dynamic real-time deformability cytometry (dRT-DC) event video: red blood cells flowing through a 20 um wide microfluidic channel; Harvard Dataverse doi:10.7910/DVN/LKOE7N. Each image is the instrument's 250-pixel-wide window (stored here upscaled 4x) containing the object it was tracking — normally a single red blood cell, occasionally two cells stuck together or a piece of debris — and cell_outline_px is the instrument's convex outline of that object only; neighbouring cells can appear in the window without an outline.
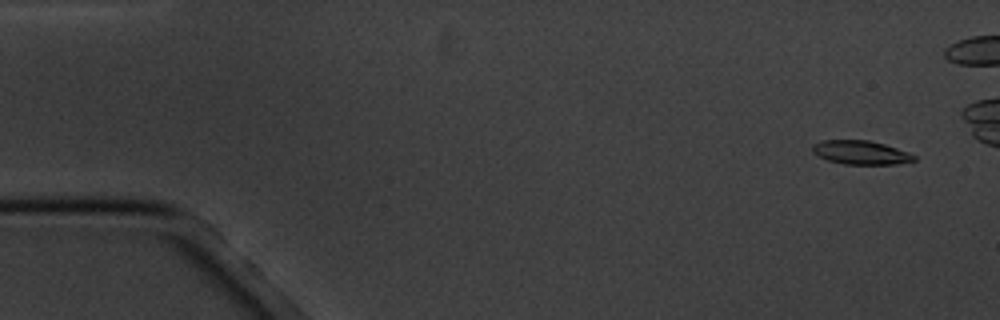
{"species": "common noctule bat (a hibernating species)", "species_latin": "Nyctalus noctula", "temperature_condition": "cold", "stored_images_in_passage": 5, "camera_frame_rate_fps": 3000, "um_per_image_px": 0.085, "animal": {"sex": "male", "body_mass_g": 20.1, "forearm_length_mm": 53.5}, "frame": {"image": 1, "passage_image": 1, "time_ms": 0.0, "image_size_px": [1000, 320], "cell_outline_px": [[916, 160], [896, 164], [844, 164], [828, 160], [812, 152], [812, 144], [824, 140], [868, 140], [884, 144], [908, 152], [916, 156]], "centroid_in_image_um": [73.16, 12.96], "position_along_channel_um": 11.8, "area_um2": 13.99}}